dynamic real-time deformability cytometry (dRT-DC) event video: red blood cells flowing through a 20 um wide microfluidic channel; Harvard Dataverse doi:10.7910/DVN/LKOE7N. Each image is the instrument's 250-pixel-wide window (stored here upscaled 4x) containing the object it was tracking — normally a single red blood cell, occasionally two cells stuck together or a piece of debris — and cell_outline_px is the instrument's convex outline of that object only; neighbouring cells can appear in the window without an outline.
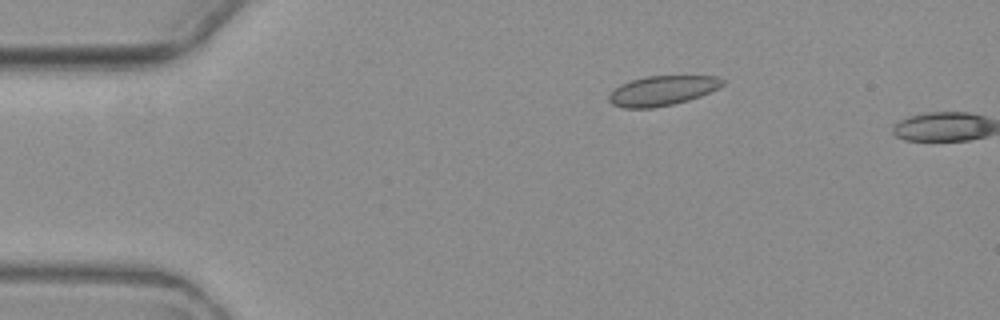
{"species": "common noctule bat (a hibernating species)", "species_latin": "Nyctalus noctula", "temperature_condition": "warm", "stored_images_in_passage": 4, "camera_frame_rate_fps": 3000, "um_per_image_px": 0.085, "animal": {"sex": "female", "body_mass_g": 19.3, "forearm_length_mm": 54.1}, "frame": {"image": 1, "passage_image": 3, "time_ms": 2.333, "image_size_px": [1000, 320], "cell_outline_px": [[724, 84], [720, 88], [700, 96], [688, 100], [672, 104], [652, 108], [624, 108], [612, 104], [608, 100], [608, 96], [620, 84], [632, 80], [648, 76], [720, 76], [724, 80]], "centroid_in_image_um": [56.32, 7.7], "position_along_channel_um": 28.7, "area_um2": 19.65}}